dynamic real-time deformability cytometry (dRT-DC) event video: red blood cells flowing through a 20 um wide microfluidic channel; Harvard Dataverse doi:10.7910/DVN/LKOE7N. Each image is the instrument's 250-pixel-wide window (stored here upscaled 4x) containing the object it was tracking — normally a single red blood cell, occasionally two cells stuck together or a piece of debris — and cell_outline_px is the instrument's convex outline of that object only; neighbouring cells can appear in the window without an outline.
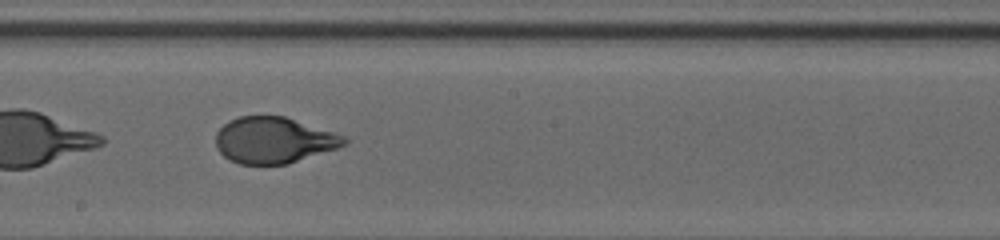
{"species": "human", "species_latin": "Homo sapiens", "temperature_condition": "cold", "stored_images_in_passage": 50, "segment_of_instrument_passage": [2, 2], "camera_frame_rate_fps": 3000, "um_per_image_px": 0.085, "donor": {"sex": "female"}, "frame": {"image": 1, "passage_image": 30, "time_ms": 9.667, "image_size_px": [1000, 240], "cell_outline_px": [[348, 144], [288, 164], [240, 164], [224, 156], [216, 148], [216, 132], [228, 120], [240, 116], [284, 116], [344, 136], [348, 140]], "centroid_in_image_um": [23.24, 11.91], "position_along_channel_um": 225.0, "area_um2": 34.28}}
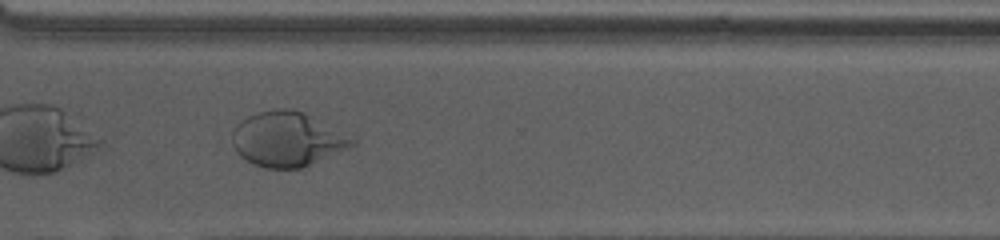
{"frame": {"image": 2, "passage_image": 39, "time_ms": 12.667, "image_size_px": [1000, 240], "cell_outline_px": [[356, 144], [348, 148], [300, 168], [264, 168], [252, 164], [240, 156], [236, 152], [232, 144], [232, 132], [236, 124], [248, 116], [260, 112], [276, 108], [292, 108], [356, 136]], "centroid_in_image_um": [24.43, 11.82], "position_along_channel_um": 346.2, "area_um2": 38.32}}